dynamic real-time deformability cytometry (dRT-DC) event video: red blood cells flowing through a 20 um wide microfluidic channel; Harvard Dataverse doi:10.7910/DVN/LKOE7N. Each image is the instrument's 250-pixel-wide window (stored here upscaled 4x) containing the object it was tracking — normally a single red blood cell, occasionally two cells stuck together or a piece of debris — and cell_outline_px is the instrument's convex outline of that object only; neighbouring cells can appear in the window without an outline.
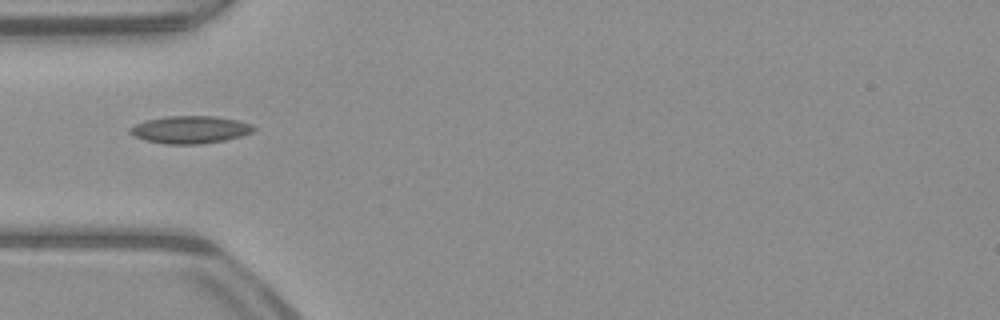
{"species": "common noctule bat (a hibernating species)", "species_latin": "Nyctalus noctula", "temperature_condition": "warm", "stored_images_in_passage": 21, "camera_frame_rate_fps": 3000, "um_per_image_px": 0.085, "animal": {"sex": "male", "body_mass_g": 23.1, "forearm_length_mm": 52.7}, "frame": {"image": 1, "passage_image": 1, "time_ms": 0.0, "image_size_px": [1000, 320], "cell_outline_px": [[256, 128], [252, 132], [240, 136], [224, 140], [200, 144], [164, 144], [144, 140], [128, 132], [128, 128], [136, 124], [148, 120], [168, 116], [216, 116], [236, 120], [252, 124]], "centroid_in_image_um": [16.16, 11.02], "position_along_channel_um": 68.8, "area_um2": 19.71}}
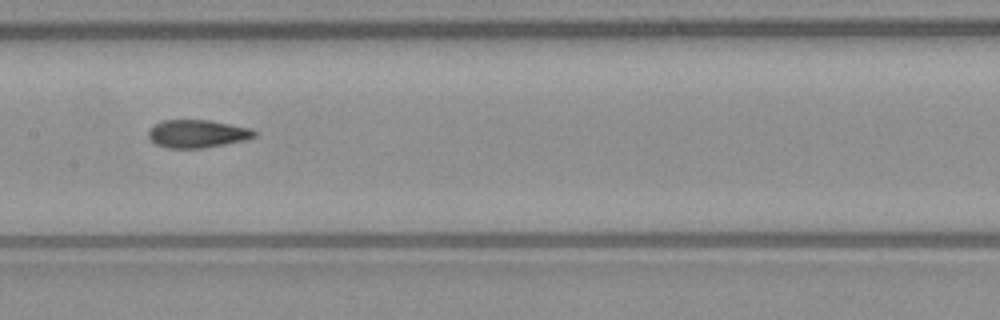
{"frame": {"image": 2, "passage_image": 10, "time_ms": 3.0, "image_size_px": [1000, 320], "cell_outline_px": [[256, 136], [244, 140], [204, 148], [168, 148], [156, 144], [148, 136], [148, 132], [160, 120], [208, 120], [252, 128], [256, 132]], "centroid_in_image_um": [16.78, 11.36], "position_along_channel_um": 190.6, "area_um2": 17.11}}
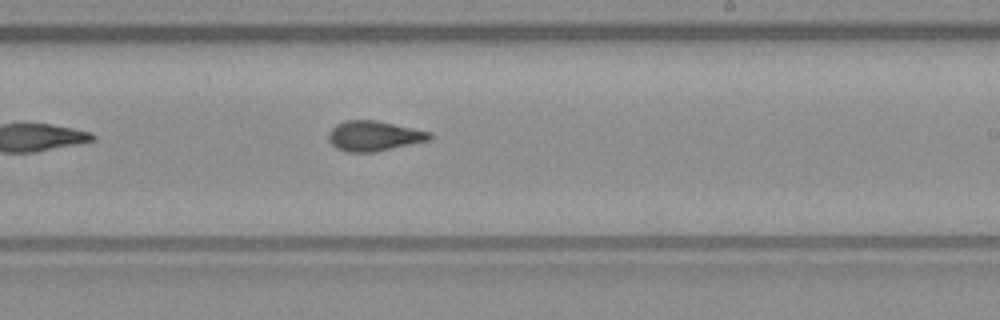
{"frame": {"image": 3, "passage_image": 15, "time_ms": 4.667, "image_size_px": [1000, 320], "cell_outline_px": [[432, 136], [428, 140], [372, 152], [348, 152], [336, 148], [328, 140], [328, 132], [336, 124], [344, 120], [376, 120], [432, 132]], "centroid_in_image_um": [31.74, 11.54], "position_along_channel_um": 257.3, "area_um2": 17.57}}